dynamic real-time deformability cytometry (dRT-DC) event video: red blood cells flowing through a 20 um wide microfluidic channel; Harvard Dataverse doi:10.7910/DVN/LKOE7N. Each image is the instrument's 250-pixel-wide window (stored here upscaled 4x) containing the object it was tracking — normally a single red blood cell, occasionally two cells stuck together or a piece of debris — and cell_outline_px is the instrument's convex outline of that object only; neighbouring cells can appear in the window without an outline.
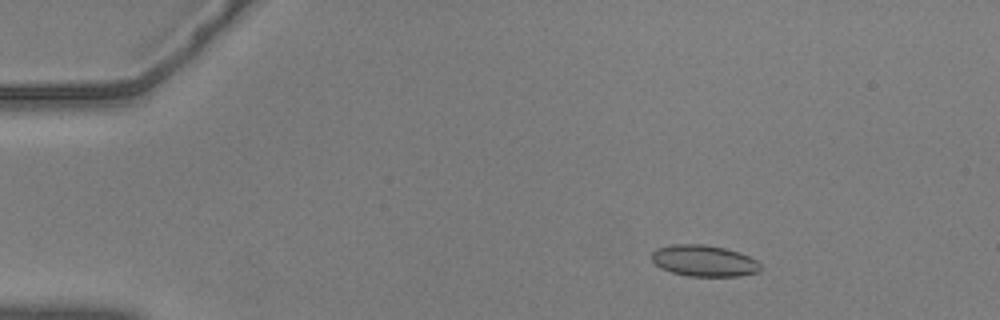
{"species": "common noctule bat (a hibernating species)", "species_latin": "Nyctalus noctula", "temperature_condition": "warm", "stored_images_in_passage": 52, "camera_frame_rate_fps": 3000, "um_per_image_px": 0.085, "animal": {"sex": "male", "body_mass_g": 20.5, "forearm_length_mm": 52.5}, "frame": {"image": 1, "passage_image": 5, "time_ms": 1.333, "image_size_px": [1000, 320], "cell_outline_px": [[760, 272], [740, 276], [688, 276], [672, 272], [660, 268], [652, 260], [652, 252], [656, 248], [672, 244], [704, 244], [724, 248], [740, 252], [756, 260], [760, 264]], "centroid_in_image_um": [59.84, 22.16], "position_along_channel_um": 25.2, "area_um2": 19.94}}
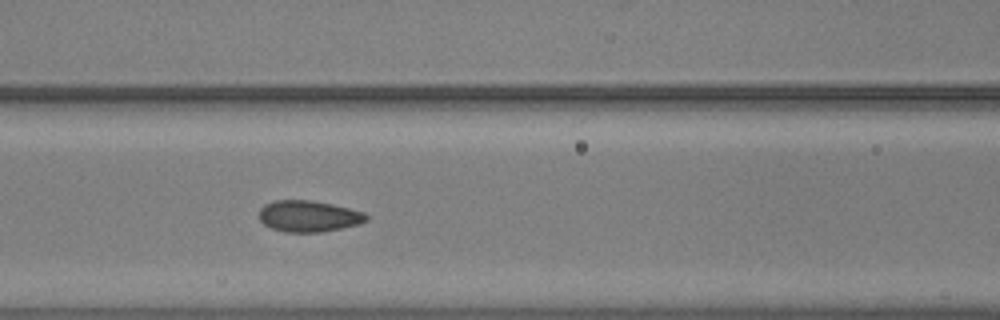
{"frame": {"image": 2, "passage_image": 21, "time_ms": 6.667, "image_size_px": [1000, 320], "cell_outline_px": [[368, 220], [360, 224], [320, 232], [288, 232], [272, 228], [264, 224], [260, 220], [260, 208], [264, 204], [276, 200], [308, 200], [332, 204], [364, 212], [368, 216]], "centroid_in_image_um": [26.24, 18.37], "position_along_channel_um": 140.4, "area_um2": 19.42}}
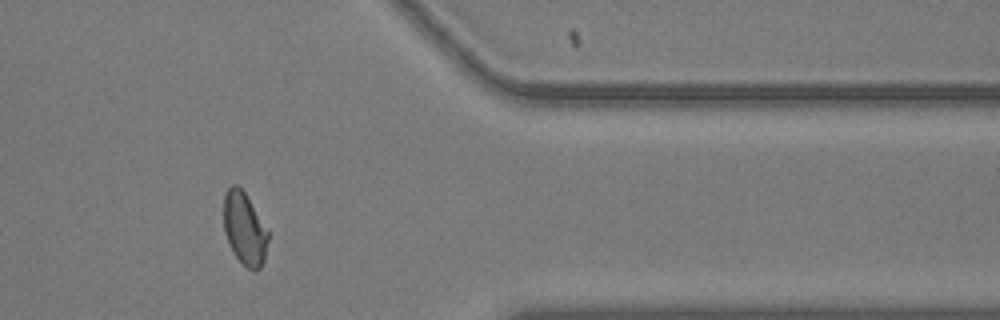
{"frame": {"image": 3, "passage_image": 43, "time_ms": 14.0, "image_size_px": [1000, 320], "cell_outline_px": [[268, 240], [264, 260], [260, 268], [256, 272], [248, 268], [236, 256], [228, 244], [224, 232], [224, 196], [228, 188], [232, 184], [236, 184], [244, 192], [268, 232]], "centroid_in_image_um": [20.77, 19.46], "position_along_channel_um": 390.6, "area_um2": 18.44}, "authors_computed_cell_mechanics": {"area_um2": 19.2185, "velocity_mm_per_s": 3.6313, "shape_relaxation_time_tau1_ms": 7.6728, "shape_relaxation_time_tau2_ms": 0.7112, "deformation_change_tau1": 0.1229, "deformation_change_tau2": 0.0572}}